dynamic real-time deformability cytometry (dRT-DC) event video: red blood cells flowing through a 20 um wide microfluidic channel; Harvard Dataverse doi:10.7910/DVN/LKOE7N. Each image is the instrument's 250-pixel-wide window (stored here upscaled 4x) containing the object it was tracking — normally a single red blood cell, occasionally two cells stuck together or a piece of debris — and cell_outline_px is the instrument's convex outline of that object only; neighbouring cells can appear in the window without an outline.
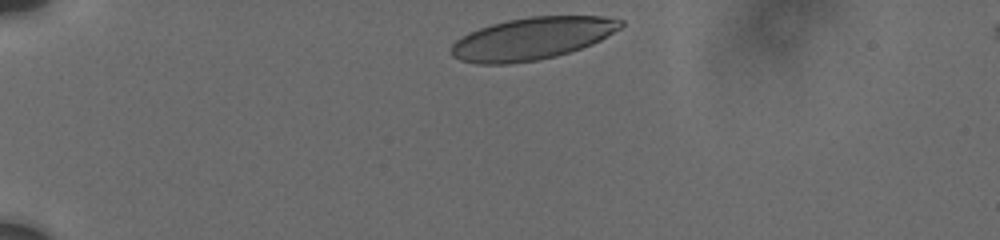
{"species": "human", "species_latin": "Homo sapiens", "temperature_condition": "cold", "stored_images_in_passage": 16, "camera_frame_rate_fps": 3000, "um_per_image_px": 0.085, "donor": {"sex": "male"}, "frame": {"image": 1, "passage_image": 1, "time_ms": 0.0, "image_size_px": [1000, 240], "cell_outline_px": [[624, 24], [620, 28], [600, 40], [592, 44], [556, 56], [536, 60], [508, 64], [476, 64], [460, 60], [452, 56], [452, 44], [460, 36], [468, 32], [492, 24], [508, 20], [528, 16], [604, 16], [624, 20]], "centroid_in_image_um": [45.21, 3.27], "position_along_channel_um": 39.8, "area_um2": 41.67}}
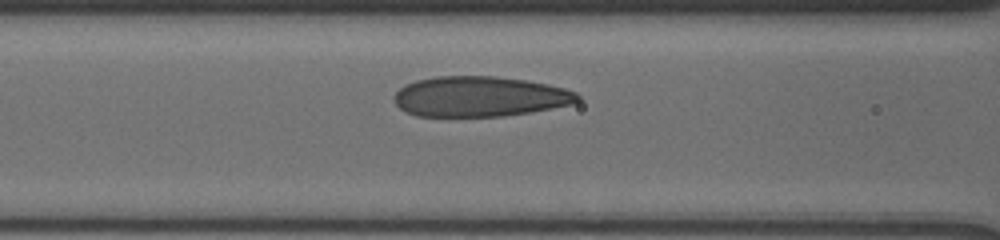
{"frame": {"image": 2, "passage_image": 10, "time_ms": 4.0, "image_size_px": [1000, 240], "cell_outline_px": [[580, 100], [572, 104], [552, 108], [504, 116], [416, 116], [404, 112], [392, 100], [392, 96], [404, 84], [416, 80], [436, 76], [496, 76], [528, 80], [548, 84], [564, 88], [576, 92], [580, 96]], "centroid_in_image_um": [40.75, 8.2], "position_along_channel_um": 125.9, "area_um2": 43.41}}
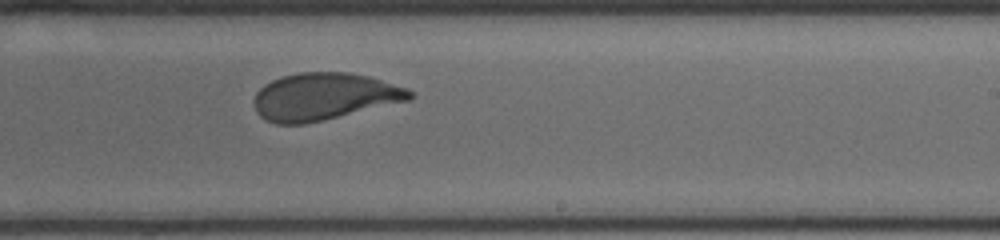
{"frame": {"image": 3, "passage_image": 16, "time_ms": 7.667, "image_size_px": [1000, 240], "cell_outline_px": [[416, 96], [412, 100], [324, 120], [304, 124], [276, 124], [264, 120], [256, 112], [256, 92], [264, 84], [280, 76], [296, 72], [348, 72], [368, 76], [408, 88]], "centroid_in_image_um": [27.58, 8.21], "position_along_channel_um": 261.4, "area_um2": 43.12}}